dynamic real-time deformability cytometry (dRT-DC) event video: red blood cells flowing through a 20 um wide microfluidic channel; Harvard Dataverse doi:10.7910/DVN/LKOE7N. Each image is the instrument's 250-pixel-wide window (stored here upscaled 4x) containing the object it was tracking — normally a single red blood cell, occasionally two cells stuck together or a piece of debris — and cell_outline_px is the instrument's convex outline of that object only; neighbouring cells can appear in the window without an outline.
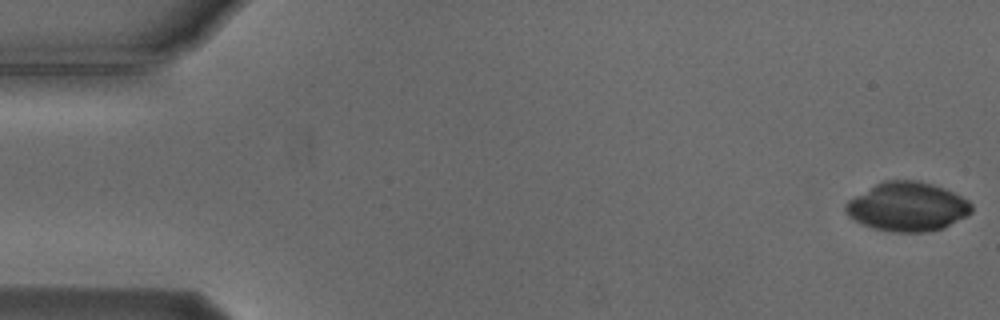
{"species": "Egyptian fruit bat (a non-hibernating species)", "species_latin": "Rousettus aegyptiacus", "temperature_condition": "cold", "stored_images_in_passage": 53, "camera_frame_rate_fps": 3000, "um_per_image_px": 0.085, "animal": {"sex": "male"}, "frame": {"image": 1, "passage_image": 1, "time_ms": 0.0, "image_size_px": [1000, 320], "cell_outline_px": [[972, 212], [968, 216], [944, 228], [928, 232], [892, 232], [872, 228], [848, 216], [844, 212], [844, 204], [848, 200], [876, 184], [884, 180], [920, 180], [944, 188], [968, 200], [972, 204]], "centroid_in_image_um": [77.14, 17.58], "position_along_channel_um": 7.9, "area_um2": 36.13}}
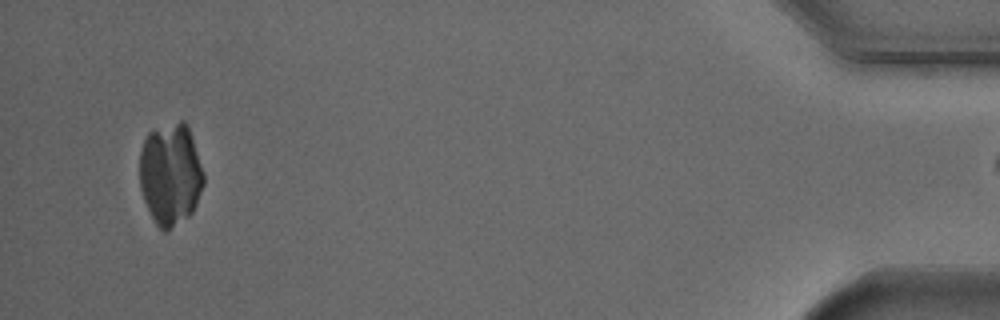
{"frame": {"image": 2, "passage_image": 52, "time_ms": 17.0, "image_size_px": [1000, 320], "cell_outline_px": [[204, 184], [196, 204], [192, 212], [188, 216], [168, 232], [164, 232], [156, 224], [144, 200], [140, 188], [140, 152], [144, 140], [148, 132], [180, 120], [184, 120], [188, 124], [204, 176]], "centroid_in_image_um": [14.49, 14.81], "position_along_channel_um": 420.7, "area_um2": 38.03}}